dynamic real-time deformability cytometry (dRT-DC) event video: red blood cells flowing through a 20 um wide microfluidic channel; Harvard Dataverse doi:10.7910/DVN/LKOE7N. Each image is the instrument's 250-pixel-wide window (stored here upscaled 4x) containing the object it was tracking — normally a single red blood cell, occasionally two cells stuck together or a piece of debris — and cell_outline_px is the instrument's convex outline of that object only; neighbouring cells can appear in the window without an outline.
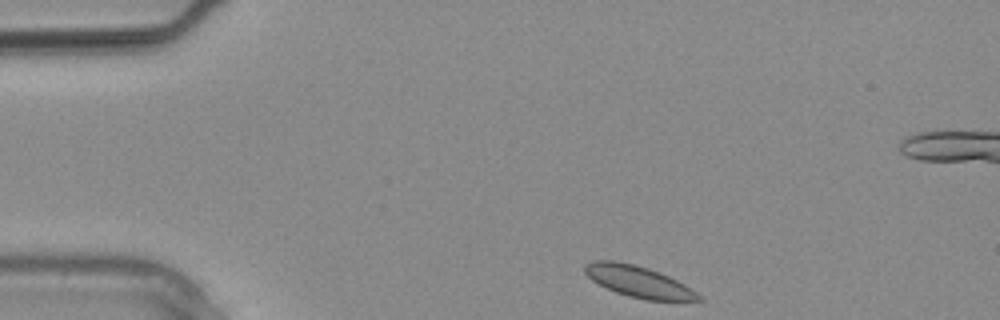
{"species": "common noctule bat (a hibernating species)", "species_latin": "Nyctalus noctula", "temperature_condition": "warm", "stored_images_in_passage": 10, "camera_frame_rate_fps": 3000, "um_per_image_px": 0.085, "animal": {"sex": "male", "body_mass_g": 20.4}, "frame": {"image": 1, "passage_image": 1, "time_ms": 0.0, "image_size_px": [1000, 320], "cell_outline_px": [[704, 300], [644, 300], [628, 296], [616, 292], [592, 280], [584, 272], [584, 264], [592, 260], [612, 260], [636, 264], [648, 268], [668, 276], [684, 284], [696, 292]], "centroid_in_image_um": [54.23, 23.92], "position_along_channel_um": 30.8, "area_um2": 20.58}}
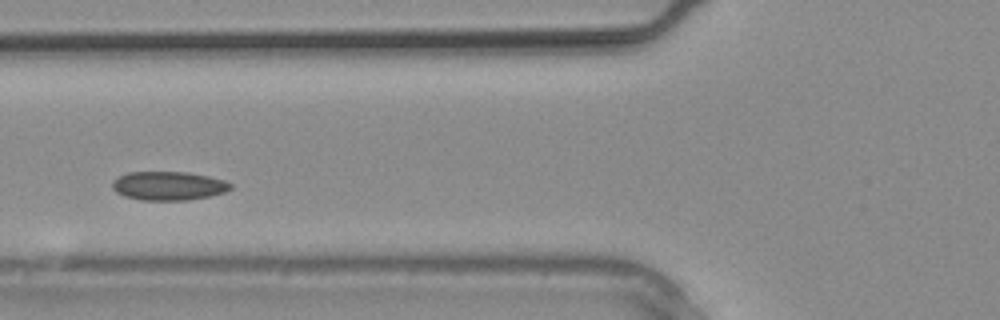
{"frame": {"image": 2, "passage_image": 7, "time_ms": 2.0, "image_size_px": [1000, 320], "cell_outline_px": [[232, 188], [224, 192], [208, 196], [188, 200], [140, 200], [124, 196], [116, 192], [112, 188], [112, 180], [128, 172], [188, 172], [208, 176], [224, 180], [232, 184]], "centroid_in_image_um": [14.3, 15.79], "position_along_channel_um": 111.5, "area_um2": 19.83}}